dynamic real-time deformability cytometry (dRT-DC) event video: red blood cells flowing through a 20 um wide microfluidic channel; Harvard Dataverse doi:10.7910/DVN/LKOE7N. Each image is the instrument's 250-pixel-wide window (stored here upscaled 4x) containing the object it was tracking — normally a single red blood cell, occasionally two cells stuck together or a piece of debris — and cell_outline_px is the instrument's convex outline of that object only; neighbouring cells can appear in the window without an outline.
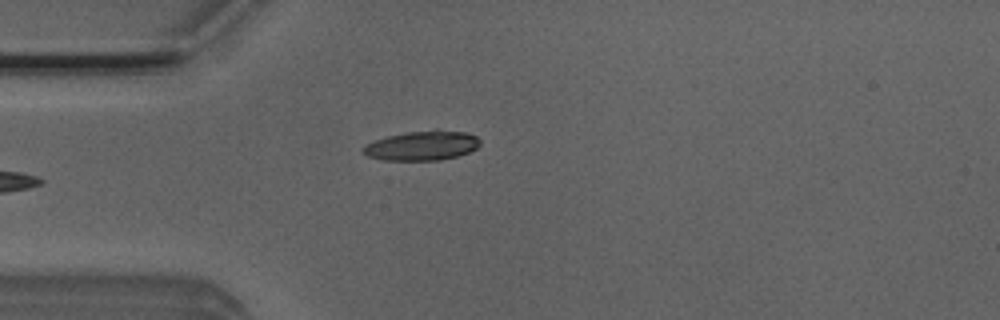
{"species": "Egyptian fruit bat (a non-hibernating species)", "species_latin": "Rousettus aegyptiacus", "temperature_condition": "room temperature", "stored_images_in_passage": 5, "camera_frame_rate_fps": 3000, "um_per_image_px": 0.085, "animal": {"sex": "male"}, "frame": {"image": 1, "passage_image": 5, "time_ms": 1.333, "image_size_px": [1000, 320], "cell_outline_px": [[480, 144], [476, 148], [468, 152], [456, 156], [440, 160], [384, 160], [368, 156], [360, 152], [360, 148], [364, 144], [388, 136], [408, 132], [436, 128], [464, 132], [476, 136], [480, 140]], "centroid_in_image_um": [35.85, 12.36], "position_along_channel_um": 49.2, "area_um2": 20.35}}